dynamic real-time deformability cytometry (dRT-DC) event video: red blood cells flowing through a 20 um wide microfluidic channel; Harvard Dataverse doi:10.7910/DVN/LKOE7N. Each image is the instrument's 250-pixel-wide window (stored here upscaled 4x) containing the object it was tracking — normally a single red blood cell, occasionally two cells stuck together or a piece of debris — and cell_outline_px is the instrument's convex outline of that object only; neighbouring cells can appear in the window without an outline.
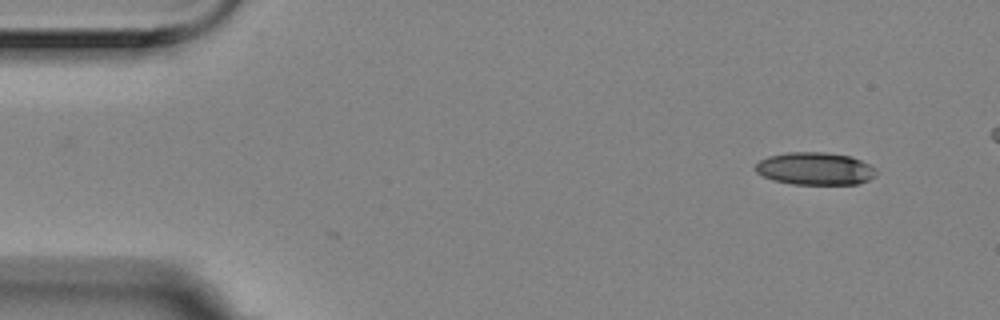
{"species": "Egyptian fruit bat (a non-hibernating species)", "species_latin": "Rousettus aegyptiacus", "temperature_condition": "room temperature", "stored_images_in_passage": 5, "camera_frame_rate_fps": 3000, "um_per_image_px": 0.085, "animal": {"sex": "female"}, "frame": {"image": 1, "passage_image": 1, "time_ms": 0.0, "image_size_px": [1000, 320], "cell_outline_px": [[876, 176], [868, 180], [856, 184], [792, 184], [772, 180], [756, 172], [756, 164], [760, 160], [768, 156], [788, 152], [828, 152], [848, 156], [860, 160], [876, 168]], "centroid_in_image_um": [69.28, 14.33], "position_along_channel_um": 15.7, "area_um2": 22.89}}